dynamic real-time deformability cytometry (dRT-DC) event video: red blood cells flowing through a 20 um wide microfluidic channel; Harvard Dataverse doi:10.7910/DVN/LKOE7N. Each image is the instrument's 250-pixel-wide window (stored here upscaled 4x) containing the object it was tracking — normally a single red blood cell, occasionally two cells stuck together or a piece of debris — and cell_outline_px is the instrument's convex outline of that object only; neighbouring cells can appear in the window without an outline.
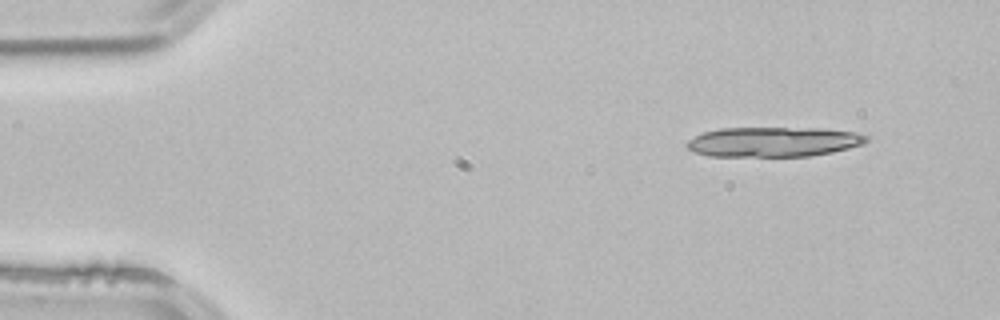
{"species": "common noctule bat (a hibernating species)", "species_latin": "Nyctalus noctula", "temperature_condition": "room temperature", "stored_images_in_passage": 4, "camera_frame_rate_fps": 3000, "um_per_image_px": 0.085, "animal": {"sex": "male", "body_mass_g": 21.5, "forearm_length_mm": 52.0}, "frame": {"image": 1, "passage_image": 4, "time_ms": 1.0, "image_size_px": [1000, 320], "cell_outline_px": [[868, 140], [864, 144], [832, 152], [808, 156], [708, 156], [696, 152], [688, 148], [684, 144], [688, 140], [704, 132], [720, 128], [820, 128], [852, 132], [868, 136]], "centroid_in_image_um": [65.73, 12.05], "position_along_channel_um": 19.3, "area_um2": 31.1}}